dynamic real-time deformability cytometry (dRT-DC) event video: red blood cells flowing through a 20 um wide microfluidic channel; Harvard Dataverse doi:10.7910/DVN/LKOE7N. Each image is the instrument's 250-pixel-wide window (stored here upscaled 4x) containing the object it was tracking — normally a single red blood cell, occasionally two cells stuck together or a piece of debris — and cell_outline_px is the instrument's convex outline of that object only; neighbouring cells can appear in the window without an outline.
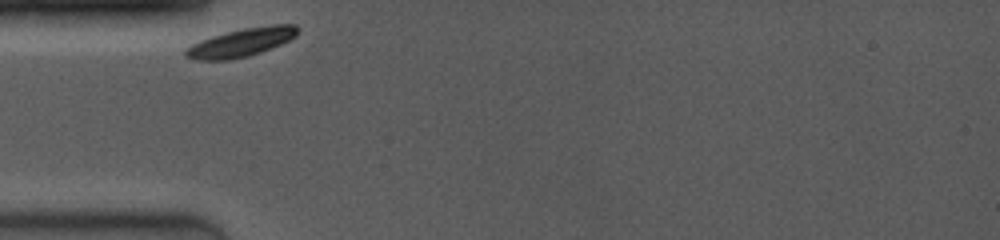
{"species": "common noctule bat (a hibernating species)", "species_latin": "Nyctalus noctula", "temperature_condition": "room temperature", "stored_images_in_passage": 29, "camera_frame_rate_fps": 4000, "um_per_image_px": 0.085, "animal": {"sex": "female", "body_mass_g": 19.0, "forearm_length_mm": 53.3}, "frame": {"image": 1, "passage_image": 1, "time_ms": 0.0, "image_size_px": [1000, 240], "cell_outline_px": [[296, 36], [280, 44], [260, 52], [248, 56], [228, 60], [196, 60], [184, 56], [184, 52], [192, 44], [200, 40], [212, 36], [244, 28], [272, 24], [296, 24]], "centroid_in_image_um": [20.48, 3.61], "position_along_channel_um": 64.5, "area_um2": 18.21}}
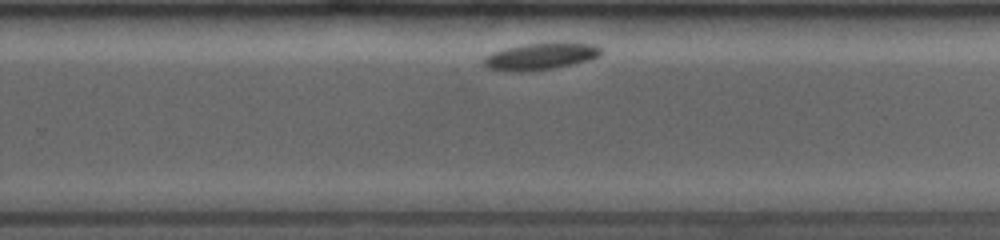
{"frame": {"image": 2, "passage_image": 19, "time_ms": 6.5, "image_size_px": [1000, 240], "cell_outline_px": [[604, 52], [600, 56], [588, 60], [572, 64], [552, 68], [520, 72], [488, 68], [484, 64], [484, 60], [488, 56], [496, 52], [508, 48], [524, 44], [596, 44], [604, 48]], "centroid_in_image_um": [46.04, 4.8], "position_along_channel_um": 283.8, "area_um2": 17.57}}
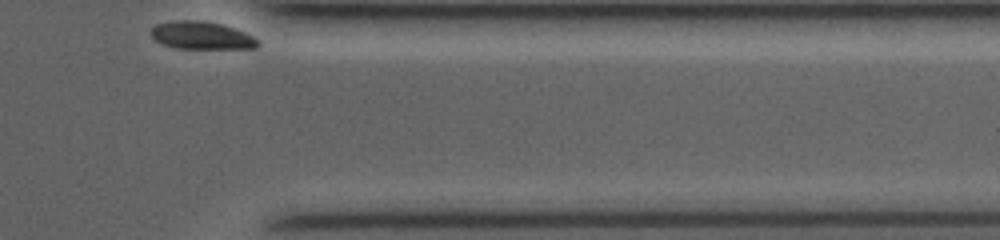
{"frame": {"image": 3, "passage_image": 29, "time_ms": 9.75, "image_size_px": [1000, 240], "cell_outline_px": [[260, 44], [256, 48], [180, 48], [164, 44], [156, 40], [152, 36], [152, 28], [156, 24], [180, 20], [204, 20], [224, 24], [236, 28], [252, 36]], "centroid_in_image_um": [17.17, 2.99], "position_along_channel_um": 394.2, "area_um2": 17.05}, "authors_computed_cell_mechanics": {"area_um2": 18.1492, "velocity_mm_per_s": 3.3917, "shape_relaxation_time_tau1_ms": 0.8947, "shape_relaxation_time_tau2_ms": null, "deformation_change_tau1": 0.0462, "deformation_change_tau2": null}}